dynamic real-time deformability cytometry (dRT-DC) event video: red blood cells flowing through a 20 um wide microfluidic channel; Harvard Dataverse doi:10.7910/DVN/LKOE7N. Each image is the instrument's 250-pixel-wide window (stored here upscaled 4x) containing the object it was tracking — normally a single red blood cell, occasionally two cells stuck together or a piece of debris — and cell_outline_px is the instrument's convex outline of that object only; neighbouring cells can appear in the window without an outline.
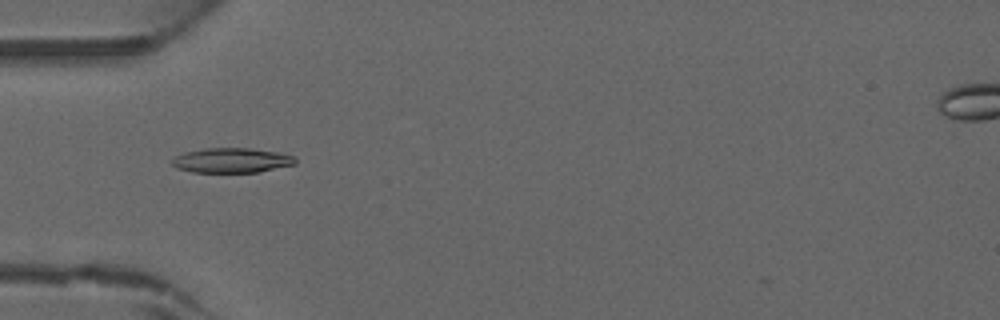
{"species": "common noctule bat (a hibernating species)", "species_latin": "Nyctalus noctula", "temperature_condition": "warm", "stored_images_in_passage": 8, "camera_frame_rate_fps": 3000, "um_per_image_px": 0.085, "animal": {"sex": "male", "forearm_length_mm": 52.5}, "frame": {"image": 1, "passage_image": 1, "time_ms": 0.0, "image_size_px": [1000, 320], "cell_outline_px": [[296, 164], [260, 172], [192, 172], [176, 168], [172, 164], [172, 160], [176, 156], [184, 152], [208, 148], [248, 148], [280, 152], [296, 156]], "centroid_in_image_um": [19.73, 13.63], "position_along_channel_um": 65.3, "area_um2": 17.92}}
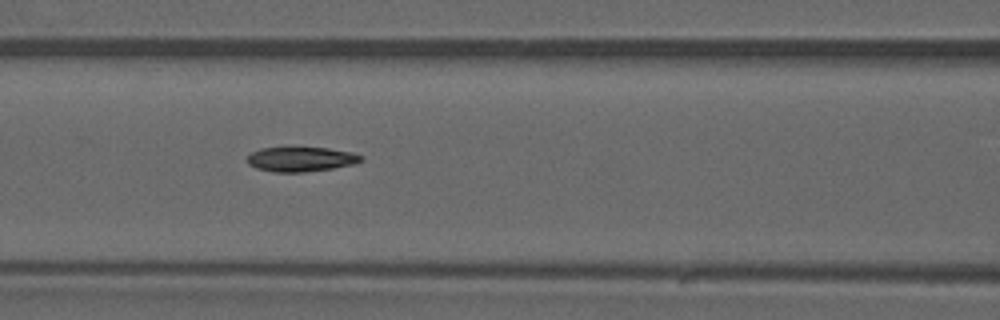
{"frame": {"image": 2, "passage_image": 6, "time_ms": 1.667, "image_size_px": [1000, 320], "cell_outline_px": [[364, 160], [356, 164], [332, 168], [304, 172], [272, 172], [256, 168], [248, 164], [248, 156], [252, 152], [260, 148], [328, 148], [352, 152], [364, 156]], "centroid_in_image_um": [25.62, 13.54], "position_along_channel_um": 141.0, "area_um2": 16.36}}
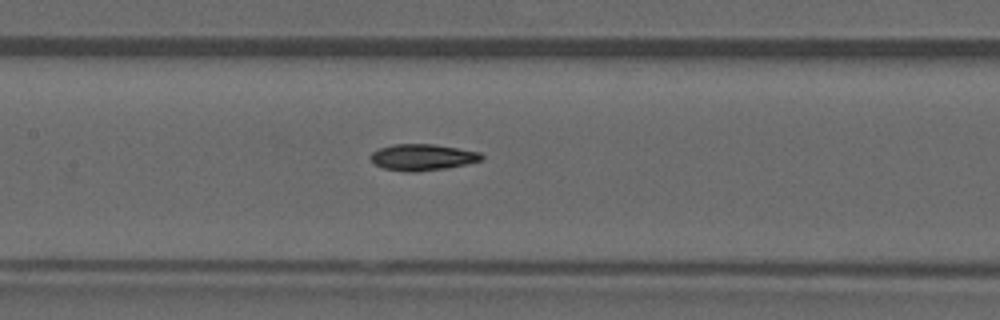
{"frame": {"image": 3, "passage_image": 8, "time_ms": 2.333, "image_size_px": [1000, 320], "cell_outline_px": [[484, 156], [480, 160], [448, 168], [416, 172], [408, 172], [384, 168], [376, 164], [368, 156], [372, 152], [380, 148], [392, 144], [436, 144], [480, 152]], "centroid_in_image_um": [35.9, 13.36], "position_along_channel_um": 171.5, "area_um2": 16.99}}